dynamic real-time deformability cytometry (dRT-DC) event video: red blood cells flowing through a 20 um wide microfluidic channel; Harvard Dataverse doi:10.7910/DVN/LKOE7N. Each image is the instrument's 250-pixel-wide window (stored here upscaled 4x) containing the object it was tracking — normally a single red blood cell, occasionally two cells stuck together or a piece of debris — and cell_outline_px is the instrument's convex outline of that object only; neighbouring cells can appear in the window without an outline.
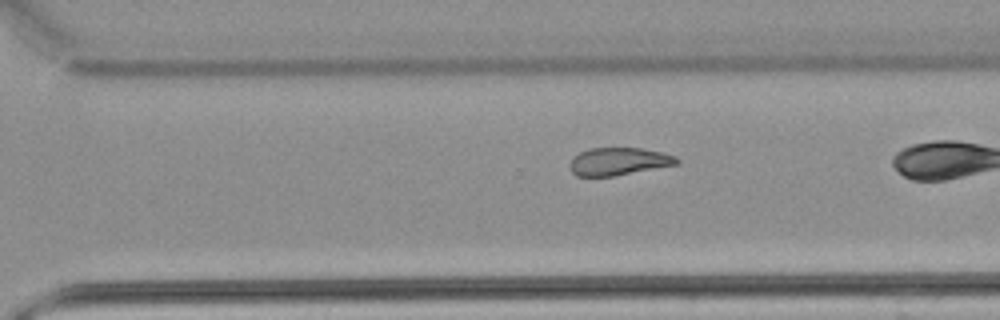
{"species": "common noctule bat (a hibernating species)", "species_latin": "Nyctalus noctula", "temperature_condition": "warm", "stored_images_in_passage": 31, "camera_frame_rate_fps": 3000, "um_per_image_px": 0.085, "animal": {"sex": "male", "body_mass_g": 21.5, "forearm_length_mm": 52.0}, "frame": {"image": 1, "passage_image": 27, "time_ms": 8.667, "image_size_px": [1000, 320], "cell_outline_px": [[680, 164], [612, 176], [576, 176], [572, 172], [568, 164], [572, 156], [588, 148], [640, 148], [664, 152], [676, 156], [680, 160]], "centroid_in_image_um": [52.59, 13.71], "position_along_channel_um": 318.0, "area_um2": 17.46}}